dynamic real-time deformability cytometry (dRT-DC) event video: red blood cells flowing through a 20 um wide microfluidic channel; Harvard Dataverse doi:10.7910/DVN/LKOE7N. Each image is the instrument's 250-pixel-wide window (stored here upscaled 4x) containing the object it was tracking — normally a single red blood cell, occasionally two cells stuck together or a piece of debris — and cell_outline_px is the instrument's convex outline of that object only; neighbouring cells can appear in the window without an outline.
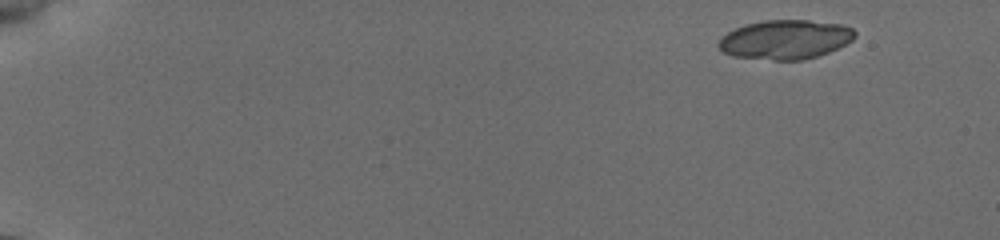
{"species": "common noctule bat (a hibernating species)", "species_latin": "Nyctalus noctula", "temperature_condition": "cold", "stored_images_in_passage": 19, "camera_frame_rate_fps": 3000, "um_per_image_px": 0.085, "animal": {"sex": "female", "body_mass_g": 19.5, "forearm_length_mm": 54.1}, "frame": {"image": 1, "passage_image": 1, "time_ms": 0.0, "image_size_px": [1000, 240], "cell_outline_px": [[856, 36], [852, 40], [828, 52], [804, 60], [772, 60], [732, 56], [724, 52], [716, 44], [720, 36], [744, 24], [764, 20], [808, 20], [840, 24], [852, 28], [856, 32]], "centroid_in_image_um": [66.71, 3.35], "position_along_channel_um": 18.3, "area_um2": 31.21}}
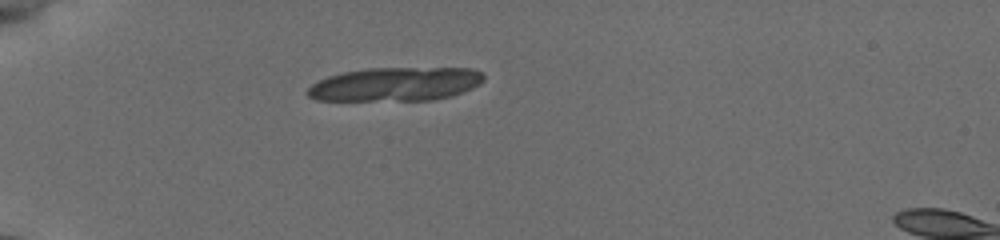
{"frame": {"image": 2, "passage_image": 13, "time_ms": 4.0, "image_size_px": [1000, 240], "cell_outline_px": [[484, 80], [480, 84], [472, 88], [452, 96], [432, 100], [316, 100], [308, 96], [304, 92], [312, 84], [328, 76], [344, 72], [368, 68], [472, 68], [480, 72], [484, 76]], "centroid_in_image_um": [33.62, 7.15], "position_along_channel_um": 51.4, "area_um2": 34.68}}